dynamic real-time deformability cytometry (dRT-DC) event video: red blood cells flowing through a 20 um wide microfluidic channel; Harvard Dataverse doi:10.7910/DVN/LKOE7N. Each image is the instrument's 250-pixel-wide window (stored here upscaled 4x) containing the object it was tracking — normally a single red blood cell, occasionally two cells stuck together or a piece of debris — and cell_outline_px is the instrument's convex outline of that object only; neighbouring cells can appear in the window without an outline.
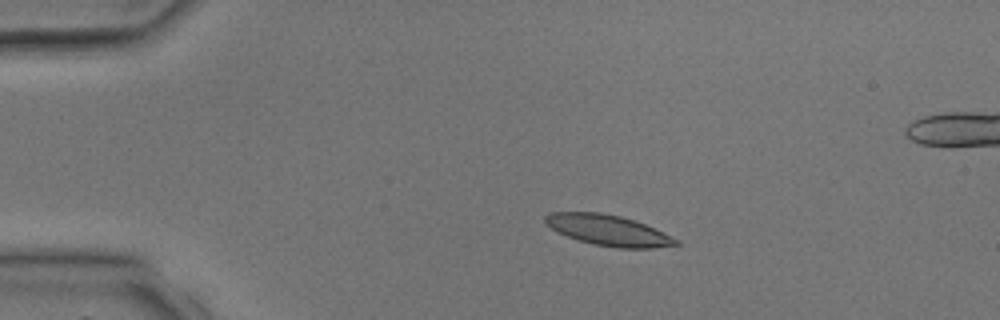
{"species": "common noctule bat (a hibernating species)", "species_latin": "Nyctalus noctula", "temperature_condition": "room temperature", "stored_images_in_passage": 4, "camera_frame_rate_fps": 3000, "um_per_image_px": 0.085, "animal": {"sex": "male", "body_mass_g": 17.9, "forearm_length_mm": 54.2}, "frame": {"image": 1, "passage_image": 2, "time_ms": 1.0, "image_size_px": [1000, 320], "cell_outline_px": [[680, 244], [652, 248], [616, 248], [592, 244], [556, 232], [544, 224], [544, 216], [552, 212], [600, 212], [620, 216], [644, 224], [680, 240]], "centroid_in_image_um": [51.66, 19.57], "position_along_channel_um": 33.3, "area_um2": 23.29}}